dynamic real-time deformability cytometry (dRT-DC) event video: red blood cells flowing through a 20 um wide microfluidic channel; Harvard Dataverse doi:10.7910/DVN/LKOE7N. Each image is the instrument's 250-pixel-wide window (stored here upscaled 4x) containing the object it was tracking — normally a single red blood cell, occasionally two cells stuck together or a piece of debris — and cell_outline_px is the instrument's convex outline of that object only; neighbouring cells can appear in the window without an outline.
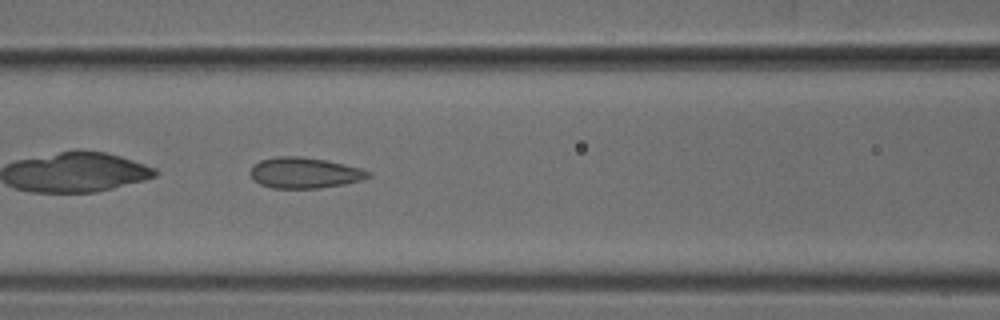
{"species": "common noctule bat (a hibernating species)", "species_latin": "Nyctalus noctula", "temperature_condition": "cold", "stored_images_in_passage": 40, "camera_frame_rate_fps": 3000, "um_per_image_px": 0.085, "animal": {"sex": "male", "body_mass_g": 18.8}, "frame": {"image": 1, "passage_image": 17, "time_ms": 5.333, "image_size_px": [1000, 320], "cell_outline_px": [[372, 176], [364, 180], [344, 184], [320, 188], [272, 188], [260, 184], [248, 172], [260, 160], [276, 156], [300, 156], [324, 160], [360, 168], [372, 172]], "centroid_in_image_um": [25.92, 14.69], "position_along_channel_um": 140.7, "area_um2": 21.1}}
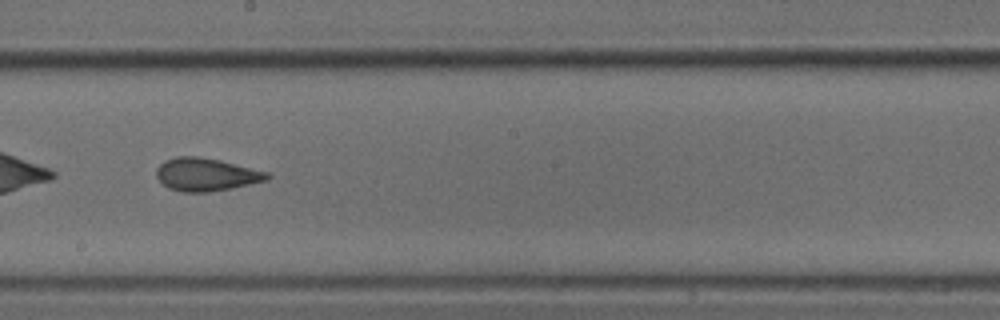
{"frame": {"image": 2, "passage_image": 24, "time_ms": 7.667, "image_size_px": [1000, 320], "cell_outline_px": [[272, 176], [268, 180], [232, 188], [208, 192], [180, 192], [168, 188], [156, 176], [156, 168], [164, 160], [176, 156], [196, 156], [220, 160], [268, 172]], "centroid_in_image_um": [17.51, 14.83], "position_along_channel_um": 230.7, "area_um2": 21.33}}
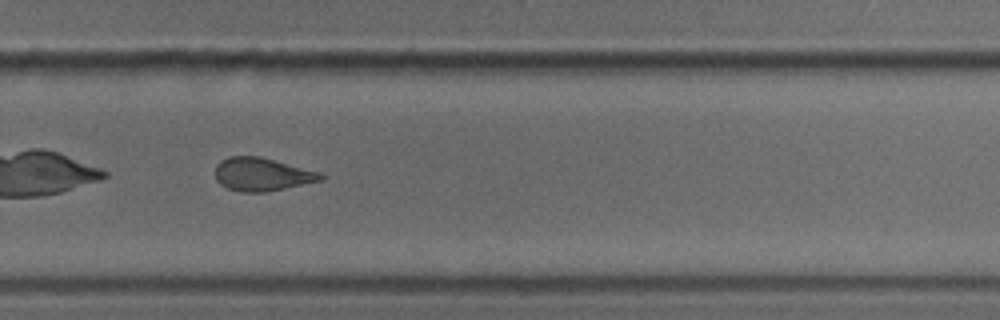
{"frame": {"image": 3, "passage_image": 30, "time_ms": 9.667, "image_size_px": [1000, 320], "cell_outline_px": [[324, 180], [264, 192], [240, 192], [228, 188], [220, 184], [216, 180], [216, 164], [220, 160], [228, 156], [260, 156], [320, 172], [324, 176]], "centroid_in_image_um": [22.25, 14.81], "position_along_channel_um": 307.5, "area_um2": 20.4}}